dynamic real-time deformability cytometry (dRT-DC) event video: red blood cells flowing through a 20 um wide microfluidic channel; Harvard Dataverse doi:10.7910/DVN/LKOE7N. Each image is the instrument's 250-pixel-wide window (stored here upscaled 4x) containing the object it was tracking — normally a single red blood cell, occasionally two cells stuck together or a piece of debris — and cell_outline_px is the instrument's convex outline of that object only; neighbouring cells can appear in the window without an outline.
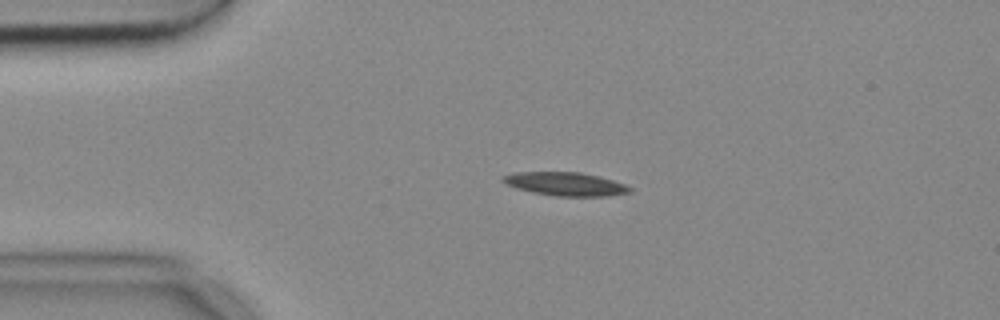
{"species": "common noctule bat (a hibernating species)", "species_latin": "Nyctalus noctula", "temperature_condition": "cold", "stored_images_in_passage": 5, "camera_frame_rate_fps": 3000, "um_per_image_px": 0.085, "animal": {"sex": "female", "body_mass_g": 18.4}, "frame": {"image": 1, "passage_image": 4, "time_ms": 1.0, "image_size_px": [1000, 320], "cell_outline_px": [[632, 192], [608, 196], [556, 196], [532, 192], [516, 188], [500, 180], [500, 176], [512, 172], [580, 172], [612, 180], [624, 184], [632, 188]], "centroid_in_image_um": [48.03, 15.63], "position_along_channel_um": 37.0, "area_um2": 17.34}}